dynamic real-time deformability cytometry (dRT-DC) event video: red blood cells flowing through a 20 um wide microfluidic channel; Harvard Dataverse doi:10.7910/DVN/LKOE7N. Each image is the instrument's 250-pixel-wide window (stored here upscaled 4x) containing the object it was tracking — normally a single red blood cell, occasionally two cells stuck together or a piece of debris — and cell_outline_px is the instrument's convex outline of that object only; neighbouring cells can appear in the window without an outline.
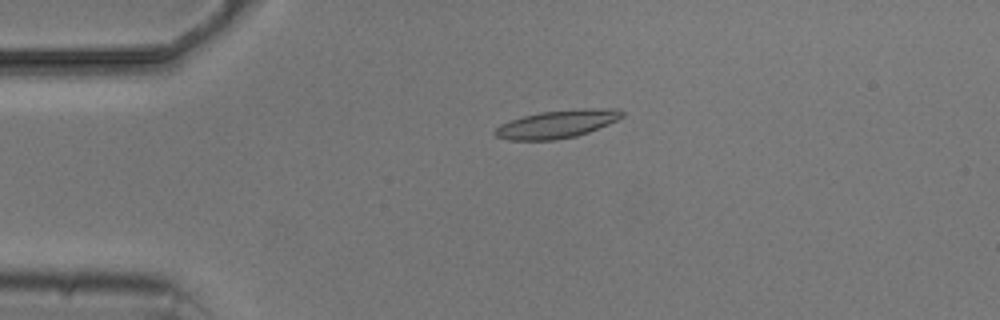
{"species": "common noctule bat (a hibernating species)", "species_latin": "Nyctalus noctula", "temperature_condition": "cold", "stored_images_in_passage": 3, "camera_frame_rate_fps": 3000, "um_per_image_px": 0.085, "animal": {"sex": "male", "body_mass_g": 20.5, "forearm_length_mm": 52.5}, "frame": {"image": 1, "passage_image": 2, "time_ms": 1.333, "image_size_px": [1000, 320], "cell_outline_px": [[624, 116], [608, 124], [588, 132], [576, 136], [556, 140], [508, 140], [496, 136], [492, 132], [500, 124], [524, 116], [540, 112], [584, 108], [616, 108], [624, 112]], "centroid_in_image_um": [47.36, 10.54], "position_along_channel_um": 37.6, "area_um2": 20.63}}